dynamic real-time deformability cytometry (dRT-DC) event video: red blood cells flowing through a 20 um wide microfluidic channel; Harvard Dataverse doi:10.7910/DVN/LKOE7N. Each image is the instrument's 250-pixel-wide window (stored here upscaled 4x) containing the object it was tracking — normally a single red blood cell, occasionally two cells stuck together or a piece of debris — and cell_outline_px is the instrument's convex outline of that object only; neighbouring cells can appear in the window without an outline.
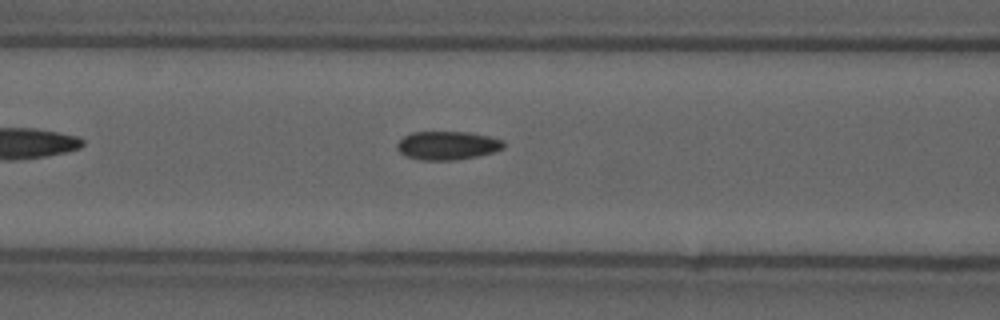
{"species": "common noctule bat (a hibernating species)", "species_latin": "Nyctalus noctula", "temperature_condition": "cold", "stored_images_in_passage": 33, "camera_frame_rate_fps": 3000, "um_per_image_px": 0.085, "animal": {"sex": "male", "forearm_length_mm": 52.5}, "frame": {"image": 1, "passage_image": 6, "time_ms": 1.667, "image_size_px": [1000, 320], "cell_outline_px": [[504, 148], [492, 152], [476, 156], [456, 160], [424, 160], [404, 156], [396, 148], [396, 144], [404, 136], [412, 132], [468, 132], [488, 136], [504, 140]], "centroid_in_image_um": [38.01, 12.36], "position_along_channel_um": 128.6, "area_um2": 17.69}, "authors_computed_cell_mechanics": {"area_um2": 17.1666, "velocity_mm_per_s": 3.6995, "shape_relaxation_time_tau1_ms": null, "shape_relaxation_time_tau2_ms": 2.2852, "deformation_change_tau1": null, "deformation_change_tau2": 0.0699}}